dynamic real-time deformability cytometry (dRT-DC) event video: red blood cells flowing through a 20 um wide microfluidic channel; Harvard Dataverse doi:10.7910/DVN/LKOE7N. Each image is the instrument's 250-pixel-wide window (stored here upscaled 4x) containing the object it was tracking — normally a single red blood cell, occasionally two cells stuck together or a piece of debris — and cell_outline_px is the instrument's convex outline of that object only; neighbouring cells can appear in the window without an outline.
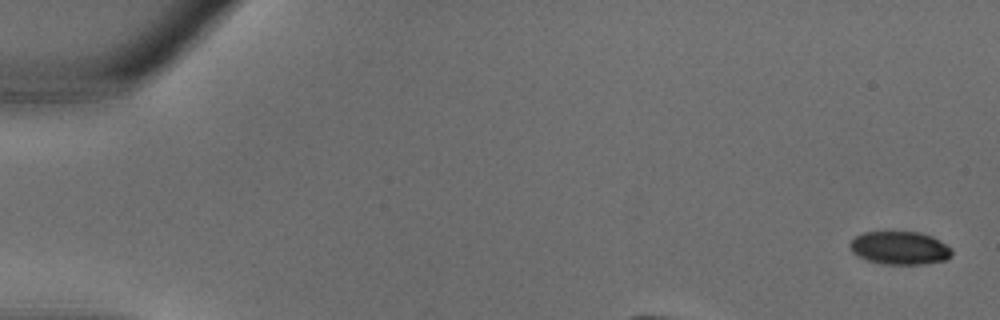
{"species": "common noctule bat (a hibernating species)", "species_latin": "Nyctalus noctula", "temperature_condition": "warm", "stored_images_in_passage": 31, "camera_frame_rate_fps": 3000, "um_per_image_px": 0.085, "animal": {"sex": "male", "body_mass_g": 18.8}, "frame": {"image": 1, "passage_image": 1, "time_ms": 0.0, "image_size_px": [1000, 320], "cell_outline_px": [[952, 256], [944, 260], [924, 264], [884, 264], [868, 260], [856, 256], [852, 252], [848, 244], [856, 236], [864, 232], [920, 232], [932, 236], [940, 240], [952, 248]], "centroid_in_image_um": [76.48, 21.07], "position_along_channel_um": 8.5, "area_um2": 19.77}}
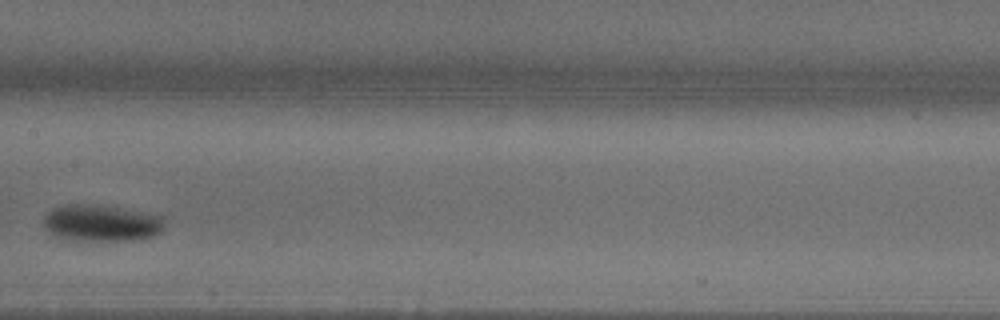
{"frame": {"image": 2, "passage_image": 14, "time_ms": 4.333, "image_size_px": [1000, 320], "cell_outline_px": [[164, 224], [160, 232], [152, 236], [136, 240], [64, 240], [56, 236], [44, 224], [44, 216], [52, 208], [64, 204], [92, 204], [164, 216]], "centroid_in_image_um": [8.6, 18.96], "position_along_channel_um": 198.8, "area_um2": 25.55}}
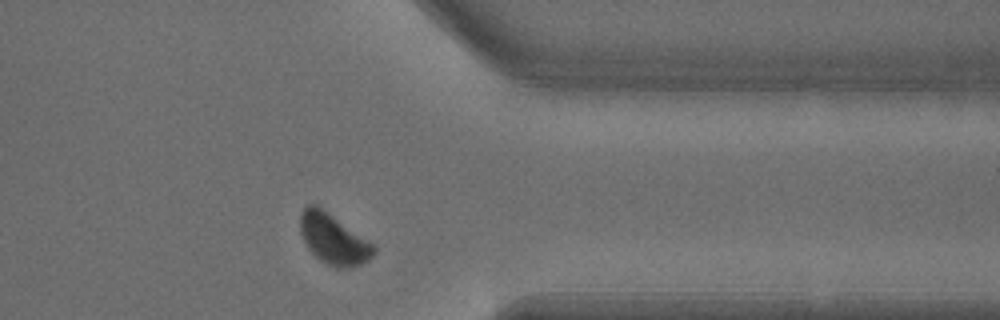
{"frame": {"image": 3, "passage_image": 24, "time_ms": 7.667, "image_size_px": [1000, 320], "cell_outline_px": [[376, 252], [368, 260], [352, 268], [336, 268], [320, 260], [308, 248], [300, 232], [300, 212], [308, 204], [316, 204], [376, 244]], "centroid_in_image_um": [28.37, 20.31], "position_along_channel_um": 383.0, "area_um2": 21.79}}